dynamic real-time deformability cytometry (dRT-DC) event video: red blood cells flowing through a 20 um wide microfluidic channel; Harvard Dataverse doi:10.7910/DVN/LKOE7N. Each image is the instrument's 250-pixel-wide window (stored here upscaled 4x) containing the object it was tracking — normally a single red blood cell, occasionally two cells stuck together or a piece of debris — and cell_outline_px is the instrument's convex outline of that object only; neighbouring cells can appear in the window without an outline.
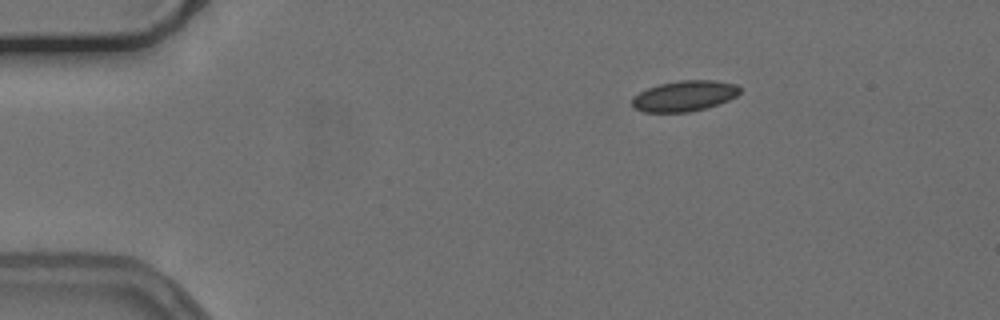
{"species": "common noctule bat (a hibernating species)", "species_latin": "Nyctalus noctula", "temperature_condition": "cold", "stored_images_in_passage": 38, "camera_frame_rate_fps": 3000, "um_per_image_px": 0.085, "animal": {"sex": "female", "body_mass_g": 24.6, "forearm_length_mm": 56.2}, "frame": {"image": 1, "passage_image": 1, "time_ms": 0.0, "image_size_px": [1000, 320], "cell_outline_px": [[740, 92], [736, 96], [728, 100], [704, 108], [688, 112], [644, 112], [632, 108], [632, 96], [648, 88], [660, 84], [680, 80], [716, 80], [736, 84], [740, 88]], "centroid_in_image_um": [58.15, 8.15], "position_along_channel_um": 26.9, "area_um2": 19.19}}
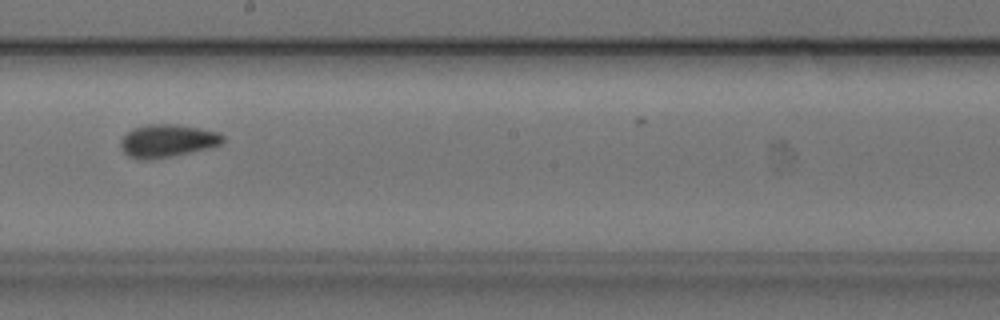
{"frame": {"image": 2, "passage_image": 23, "time_ms": 7.333, "image_size_px": [1000, 320], "cell_outline_px": [[224, 140], [220, 144], [208, 148], [172, 156], [152, 160], [140, 160], [128, 156], [120, 148], [120, 140], [132, 128], [148, 124], [176, 124], [216, 132], [224, 136]], "centroid_in_image_um": [14.17, 11.98], "position_along_channel_um": 234.0, "area_um2": 19.48}}
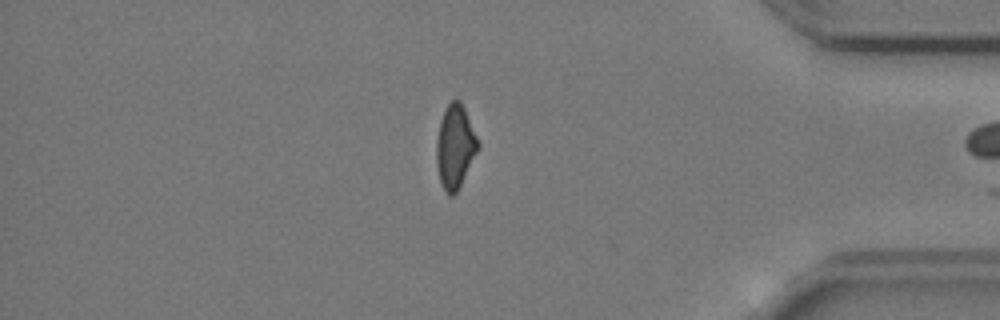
{"frame": {"image": 3, "passage_image": 37, "time_ms": 12.0, "image_size_px": [1000, 320], "cell_outline_px": [[480, 148], [456, 192], [452, 196], [448, 196], [440, 180], [436, 164], [436, 140], [440, 120], [448, 104], [452, 100], [460, 100], [464, 108], [480, 144]], "centroid_in_image_um": [38.68, 12.46], "position_along_channel_um": 396.5, "area_um2": 20.06}}